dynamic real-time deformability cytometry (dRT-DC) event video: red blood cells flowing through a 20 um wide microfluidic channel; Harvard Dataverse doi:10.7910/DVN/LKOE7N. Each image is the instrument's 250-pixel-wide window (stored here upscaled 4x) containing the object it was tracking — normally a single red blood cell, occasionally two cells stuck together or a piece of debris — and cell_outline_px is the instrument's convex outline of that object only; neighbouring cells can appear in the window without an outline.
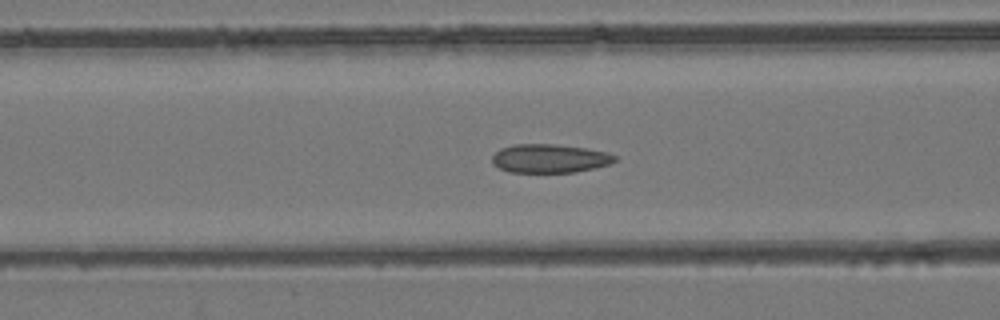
{"species": "common noctule bat (a hibernating species)", "species_latin": "Nyctalus noctula", "temperature_condition": "room temperature", "stored_images_in_passage": 54, "camera_frame_rate_fps": 3000, "um_per_image_px": 0.085, "animal": {"sex": "female", "body_mass_g": 24.6, "forearm_length_mm": 56.2}, "frame": {"image": 1, "passage_image": 22, "time_ms": 7.0, "image_size_px": [1000, 320], "cell_outline_px": [[616, 160], [608, 164], [596, 168], [576, 172], [508, 172], [492, 164], [492, 156], [500, 148], [516, 144], [552, 144], [588, 148], [608, 152], [616, 156]], "centroid_in_image_um": [46.72, 13.47], "position_along_channel_um": 119.9, "area_um2": 20.58}}
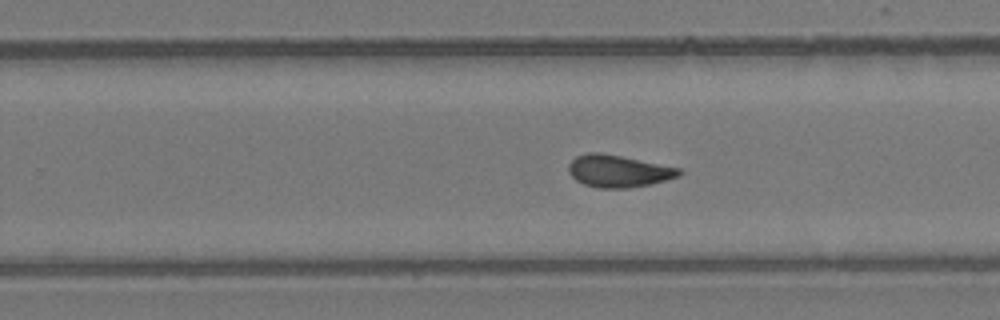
{"frame": {"image": 2, "passage_image": 34, "time_ms": 11.0, "image_size_px": [1000, 320], "cell_outline_px": [[684, 172], [680, 176], [648, 184], [628, 188], [596, 188], [584, 184], [576, 180], [568, 172], [568, 164], [576, 156], [584, 152], [600, 152], [680, 168]], "centroid_in_image_um": [52.53, 14.54], "position_along_channel_um": 277.3, "area_um2": 20.69}}
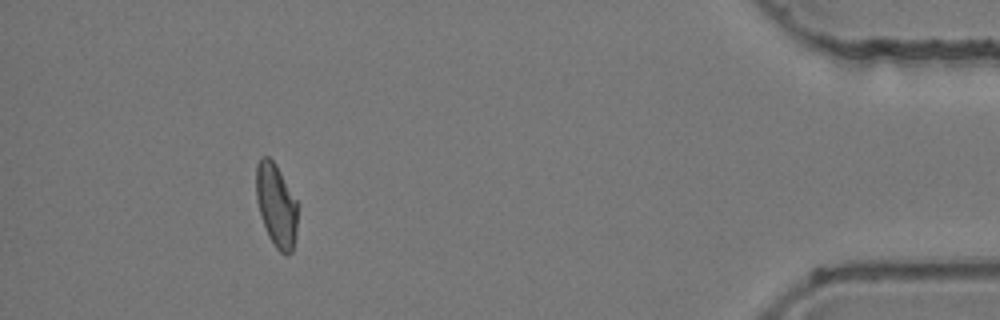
{"frame": {"image": 3, "passage_image": 49, "time_ms": 16.0, "image_size_px": [1000, 320], "cell_outline_px": [[300, 204], [296, 232], [292, 252], [288, 256], [284, 256], [276, 248], [268, 236], [260, 216], [256, 200], [256, 164], [260, 156], [268, 156], [276, 164]], "centroid_in_image_um": [23.51, 17.45], "position_along_channel_um": 411.7, "area_um2": 20.87}, "authors_computed_cell_mechanics": {"area_um2": 20.8658, "velocity_mm_per_s": 3.9378, "shape_relaxation_time_tau1_ms": null, "shape_relaxation_time_tau2_ms": 1.8786, "deformation_change_tau1": null, "deformation_change_tau2": 0.0625}}